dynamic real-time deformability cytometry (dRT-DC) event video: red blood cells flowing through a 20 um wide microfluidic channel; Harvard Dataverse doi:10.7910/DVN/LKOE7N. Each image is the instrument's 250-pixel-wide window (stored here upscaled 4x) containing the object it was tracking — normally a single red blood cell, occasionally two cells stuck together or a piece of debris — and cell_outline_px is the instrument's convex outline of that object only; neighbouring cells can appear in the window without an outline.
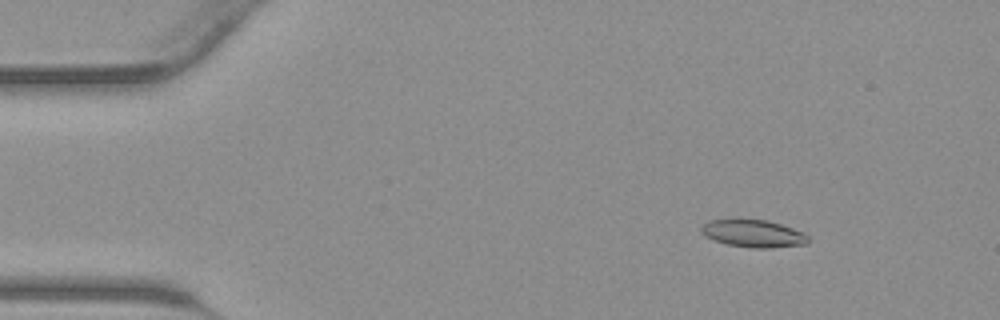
{"species": "common noctule bat (a hibernating species)", "species_latin": "Nyctalus noctula", "temperature_condition": "warm", "stored_images_in_passage": 40, "camera_frame_rate_fps": 3000, "um_per_image_px": 0.085, "animal": {"sex": "male", "body_mass_g": 23.1, "forearm_length_mm": 52.7}, "frame": {"image": 1, "passage_image": 2, "time_ms": 0.333, "image_size_px": [1000, 320], "cell_outline_px": [[808, 244], [772, 248], [752, 248], [728, 244], [704, 236], [700, 232], [700, 228], [708, 220], [732, 216], [768, 220], [804, 232], [808, 236]], "centroid_in_image_um": [63.98, 19.8], "position_along_channel_um": 21.0, "area_um2": 17.86}}
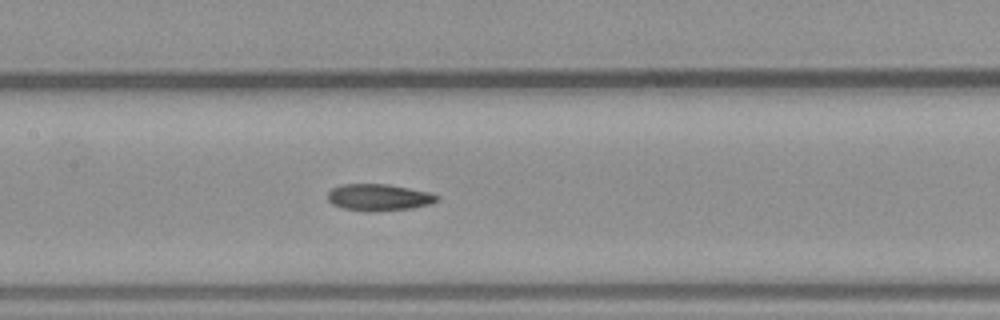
{"frame": {"image": 2, "passage_image": 17, "time_ms": 5.333, "image_size_px": [1000, 320], "cell_outline_px": [[440, 200], [432, 204], [408, 208], [380, 212], [372, 212], [344, 208], [332, 204], [328, 200], [328, 192], [332, 188], [340, 184], [388, 184], [432, 192], [440, 196]], "centroid_in_image_um": [32.25, 16.77], "position_along_channel_um": 175.2, "area_um2": 17.28}}
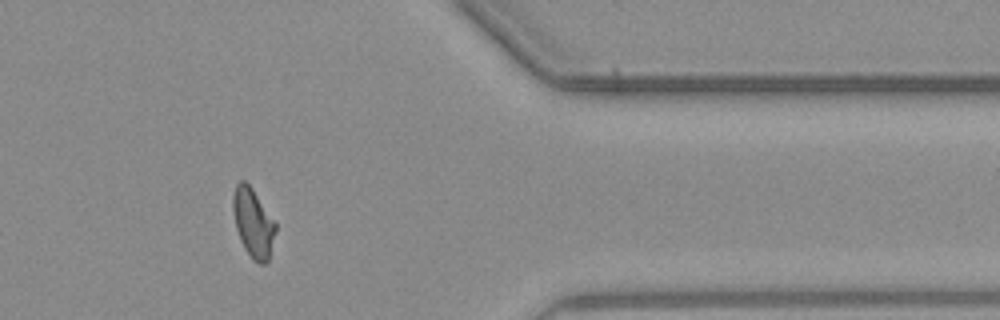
{"frame": {"image": 3, "passage_image": 32, "time_ms": 10.333, "image_size_px": [1000, 320], "cell_outline_px": [[276, 232], [268, 264], [260, 264], [252, 260], [244, 248], [240, 240], [236, 228], [232, 208], [232, 196], [236, 184], [240, 180], [244, 180], [252, 188], [276, 224]], "centroid_in_image_um": [21.51, 18.98], "position_along_channel_um": 389.9, "area_um2": 17.22}}